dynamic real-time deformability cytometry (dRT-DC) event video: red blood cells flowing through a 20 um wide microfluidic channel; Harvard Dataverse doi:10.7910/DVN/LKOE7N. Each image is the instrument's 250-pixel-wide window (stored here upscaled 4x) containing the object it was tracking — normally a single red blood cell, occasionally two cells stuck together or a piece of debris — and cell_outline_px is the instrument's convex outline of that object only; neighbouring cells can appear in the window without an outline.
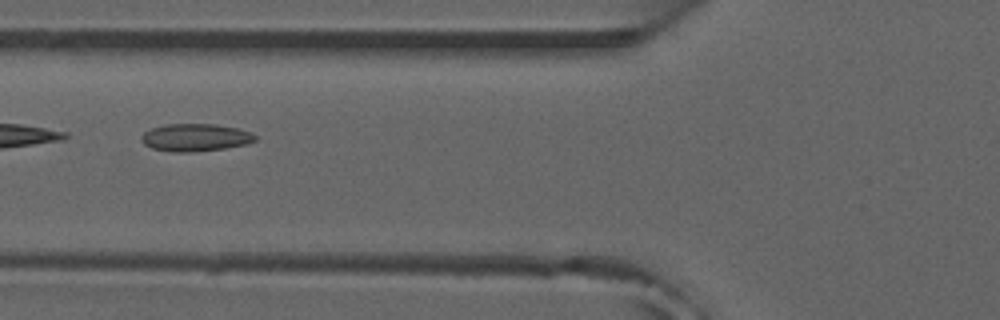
{"species": "common noctule bat (a hibernating species)", "species_latin": "Nyctalus noctula", "temperature_condition": "room temperature", "stored_images_in_passage": 31, "camera_frame_rate_fps": 3000, "um_per_image_px": 0.085, "animal": {"sex": "male", "forearm_length_mm": 52.5}, "frame": {"image": 1, "passage_image": 4, "time_ms": 1.0, "image_size_px": [1000, 320], "cell_outline_px": [[256, 140], [244, 144], [224, 148], [188, 152], [172, 152], [152, 148], [144, 144], [140, 140], [140, 136], [144, 132], [152, 128], [164, 124], [216, 124], [236, 128], [252, 132], [256, 136]], "centroid_in_image_um": [16.57, 11.68], "position_along_channel_um": 109.2, "area_um2": 18.21}}
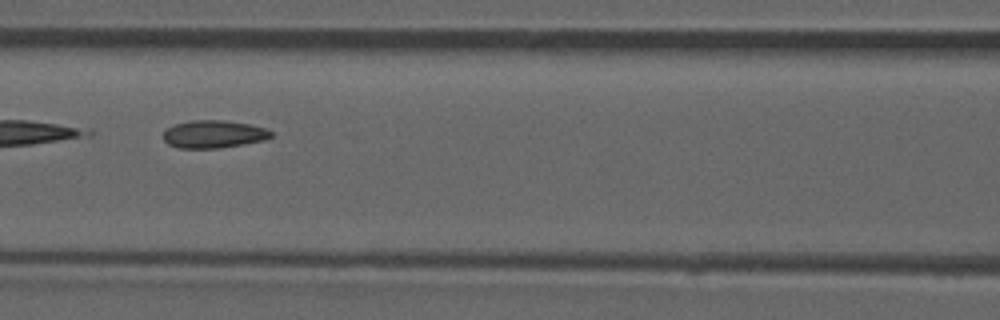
{"frame": {"image": 2, "passage_image": 7, "time_ms": 2.0, "image_size_px": [1000, 320], "cell_outline_px": [[272, 136], [264, 140], [220, 148], [176, 148], [168, 144], [164, 140], [164, 128], [188, 120], [224, 120], [248, 124], [264, 128], [272, 132]], "centroid_in_image_um": [18.11, 11.4], "position_along_channel_um": 148.5, "area_um2": 17.4}}